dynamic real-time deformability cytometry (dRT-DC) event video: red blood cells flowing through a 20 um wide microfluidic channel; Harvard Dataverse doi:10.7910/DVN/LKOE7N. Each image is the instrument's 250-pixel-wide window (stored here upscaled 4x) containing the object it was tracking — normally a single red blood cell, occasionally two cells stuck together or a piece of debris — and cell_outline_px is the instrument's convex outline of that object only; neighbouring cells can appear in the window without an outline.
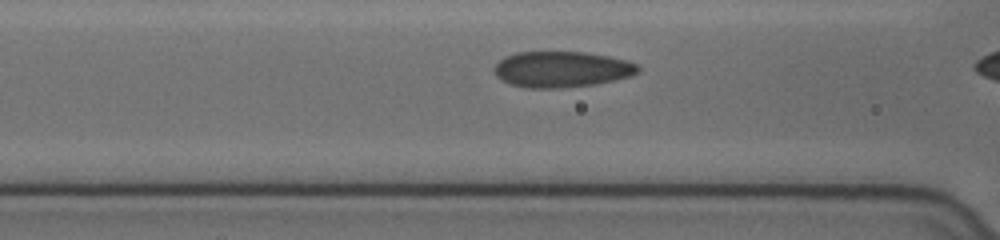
{"species": "human", "species_latin": "Homo sapiens", "temperature_condition": "cold", "stored_images_in_passage": 29, "camera_frame_rate_fps": 3000, "um_per_image_px": 0.085, "donor": {"sex": "female"}, "frame": {"image": 1, "passage_image": 7, "time_ms": 2.0, "image_size_px": [1000, 240], "cell_outline_px": [[640, 72], [628, 76], [612, 80], [592, 84], [560, 88], [528, 88], [512, 84], [496, 76], [492, 68], [504, 56], [516, 52], [584, 52], [608, 56], [624, 60], [636, 64], [640, 68]], "centroid_in_image_um": [47.7, 5.88], "position_along_channel_um": 118.9, "area_um2": 29.82}}
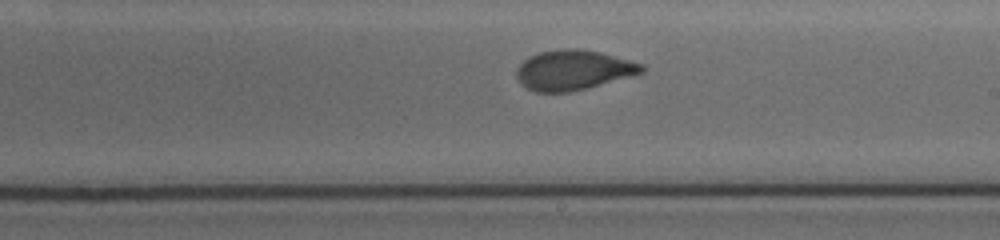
{"frame": {"image": 2, "passage_image": 17, "time_ms": 5.333, "image_size_px": [1000, 240], "cell_outline_px": [[644, 72], [584, 88], [568, 92], [536, 92], [528, 88], [516, 76], [516, 68], [528, 56], [540, 52], [560, 48], [576, 48], [600, 52], [644, 64]], "centroid_in_image_um": [48.71, 5.93], "position_along_channel_um": 240.3, "area_um2": 28.73}}
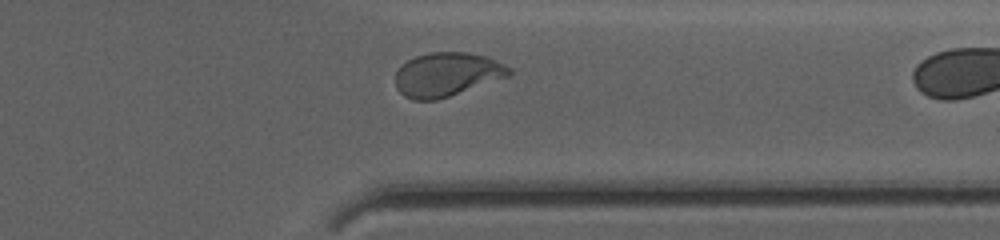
{"frame": {"image": 3, "passage_image": 28, "time_ms": 9.0, "image_size_px": [1000, 240], "cell_outline_px": [[512, 72], [508, 76], [436, 100], [412, 100], [404, 96], [396, 88], [396, 72], [408, 60], [416, 56], [428, 52], [468, 52], [488, 56], [512, 68]], "centroid_in_image_um": [37.99, 6.31], "position_along_channel_um": 373.4, "area_um2": 28.9}}